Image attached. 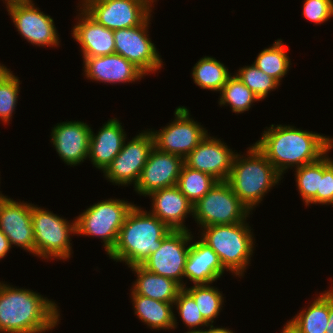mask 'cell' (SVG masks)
Instances as JSON below:
<instances>
[{
	"label": "cell",
	"mask_w": 333,
	"mask_h": 333,
	"mask_svg": "<svg viewBox=\"0 0 333 333\" xmlns=\"http://www.w3.org/2000/svg\"><path fill=\"white\" fill-rule=\"evenodd\" d=\"M183 165L181 156L153 147L138 182L133 186L135 192L146 197L157 190L176 186Z\"/></svg>",
	"instance_id": "9a60e30c"
},
{
	"label": "cell",
	"mask_w": 333,
	"mask_h": 333,
	"mask_svg": "<svg viewBox=\"0 0 333 333\" xmlns=\"http://www.w3.org/2000/svg\"><path fill=\"white\" fill-rule=\"evenodd\" d=\"M31 219L35 240V256L49 259L65 260L72 255V234L76 235V221L72 223L63 217L32 205Z\"/></svg>",
	"instance_id": "52a82bcc"
},
{
	"label": "cell",
	"mask_w": 333,
	"mask_h": 333,
	"mask_svg": "<svg viewBox=\"0 0 333 333\" xmlns=\"http://www.w3.org/2000/svg\"><path fill=\"white\" fill-rule=\"evenodd\" d=\"M323 176V157L319 160L295 169L297 190L302 201L307 205L317 193L320 177Z\"/></svg>",
	"instance_id": "1f68e13d"
},
{
	"label": "cell",
	"mask_w": 333,
	"mask_h": 333,
	"mask_svg": "<svg viewBox=\"0 0 333 333\" xmlns=\"http://www.w3.org/2000/svg\"><path fill=\"white\" fill-rule=\"evenodd\" d=\"M20 80L12 71L0 81V120L9 123L16 110L20 92Z\"/></svg>",
	"instance_id": "e575fe53"
},
{
	"label": "cell",
	"mask_w": 333,
	"mask_h": 333,
	"mask_svg": "<svg viewBox=\"0 0 333 333\" xmlns=\"http://www.w3.org/2000/svg\"><path fill=\"white\" fill-rule=\"evenodd\" d=\"M13 1H15V0H4L3 2L6 4L8 2H13Z\"/></svg>",
	"instance_id": "ee69618b"
},
{
	"label": "cell",
	"mask_w": 333,
	"mask_h": 333,
	"mask_svg": "<svg viewBox=\"0 0 333 333\" xmlns=\"http://www.w3.org/2000/svg\"><path fill=\"white\" fill-rule=\"evenodd\" d=\"M303 4L302 15L315 25L333 17V0H305Z\"/></svg>",
	"instance_id": "8d00e7d4"
},
{
	"label": "cell",
	"mask_w": 333,
	"mask_h": 333,
	"mask_svg": "<svg viewBox=\"0 0 333 333\" xmlns=\"http://www.w3.org/2000/svg\"><path fill=\"white\" fill-rule=\"evenodd\" d=\"M251 211L226 181H218L193 204V218L198 227L231 225L248 220Z\"/></svg>",
	"instance_id": "ba28073f"
},
{
	"label": "cell",
	"mask_w": 333,
	"mask_h": 333,
	"mask_svg": "<svg viewBox=\"0 0 333 333\" xmlns=\"http://www.w3.org/2000/svg\"><path fill=\"white\" fill-rule=\"evenodd\" d=\"M174 305L183 324L189 327V332L202 331L204 327H208L209 324L201 315L193 297L184 288L179 291ZM200 326L203 328H200Z\"/></svg>",
	"instance_id": "836d02e7"
},
{
	"label": "cell",
	"mask_w": 333,
	"mask_h": 333,
	"mask_svg": "<svg viewBox=\"0 0 333 333\" xmlns=\"http://www.w3.org/2000/svg\"><path fill=\"white\" fill-rule=\"evenodd\" d=\"M11 72L4 64H0V81Z\"/></svg>",
	"instance_id": "b9f144b4"
},
{
	"label": "cell",
	"mask_w": 333,
	"mask_h": 333,
	"mask_svg": "<svg viewBox=\"0 0 333 333\" xmlns=\"http://www.w3.org/2000/svg\"><path fill=\"white\" fill-rule=\"evenodd\" d=\"M191 239L190 230H172L141 266L149 272L173 279L182 288L186 287L187 282L184 283L182 278Z\"/></svg>",
	"instance_id": "4fadbf2b"
},
{
	"label": "cell",
	"mask_w": 333,
	"mask_h": 333,
	"mask_svg": "<svg viewBox=\"0 0 333 333\" xmlns=\"http://www.w3.org/2000/svg\"><path fill=\"white\" fill-rule=\"evenodd\" d=\"M154 0H80L81 7L98 24L110 30L141 25L151 14Z\"/></svg>",
	"instance_id": "9c48e42d"
},
{
	"label": "cell",
	"mask_w": 333,
	"mask_h": 333,
	"mask_svg": "<svg viewBox=\"0 0 333 333\" xmlns=\"http://www.w3.org/2000/svg\"><path fill=\"white\" fill-rule=\"evenodd\" d=\"M255 146L283 176L287 169L315 162L333 148V138L295 126L271 124Z\"/></svg>",
	"instance_id": "6da1fadb"
},
{
	"label": "cell",
	"mask_w": 333,
	"mask_h": 333,
	"mask_svg": "<svg viewBox=\"0 0 333 333\" xmlns=\"http://www.w3.org/2000/svg\"><path fill=\"white\" fill-rule=\"evenodd\" d=\"M130 297L134 314L151 329L166 331V329L177 327L178 322L173 311L174 303H166L137 295L132 290Z\"/></svg>",
	"instance_id": "d4e9b609"
},
{
	"label": "cell",
	"mask_w": 333,
	"mask_h": 333,
	"mask_svg": "<svg viewBox=\"0 0 333 333\" xmlns=\"http://www.w3.org/2000/svg\"><path fill=\"white\" fill-rule=\"evenodd\" d=\"M235 155V150L209 134L184 158V164L218 181H227Z\"/></svg>",
	"instance_id": "2e32d148"
},
{
	"label": "cell",
	"mask_w": 333,
	"mask_h": 333,
	"mask_svg": "<svg viewBox=\"0 0 333 333\" xmlns=\"http://www.w3.org/2000/svg\"><path fill=\"white\" fill-rule=\"evenodd\" d=\"M217 182L212 175L191 169L184 164L176 186L192 204H195Z\"/></svg>",
	"instance_id": "4dcf8cb0"
},
{
	"label": "cell",
	"mask_w": 333,
	"mask_h": 333,
	"mask_svg": "<svg viewBox=\"0 0 333 333\" xmlns=\"http://www.w3.org/2000/svg\"><path fill=\"white\" fill-rule=\"evenodd\" d=\"M191 245L184 268V277L194 285L212 284L226 271L216 252L201 239Z\"/></svg>",
	"instance_id": "603a6c76"
},
{
	"label": "cell",
	"mask_w": 333,
	"mask_h": 333,
	"mask_svg": "<svg viewBox=\"0 0 333 333\" xmlns=\"http://www.w3.org/2000/svg\"><path fill=\"white\" fill-rule=\"evenodd\" d=\"M85 77L109 84L133 83L146 76L133 63L119 54L86 57L83 60Z\"/></svg>",
	"instance_id": "d6986e66"
},
{
	"label": "cell",
	"mask_w": 333,
	"mask_h": 333,
	"mask_svg": "<svg viewBox=\"0 0 333 333\" xmlns=\"http://www.w3.org/2000/svg\"><path fill=\"white\" fill-rule=\"evenodd\" d=\"M284 45L281 39L275 40L271 47L264 48L258 53L253 62L257 68L274 78L279 84L291 65V59L287 54L286 45Z\"/></svg>",
	"instance_id": "83f0119b"
},
{
	"label": "cell",
	"mask_w": 333,
	"mask_h": 333,
	"mask_svg": "<svg viewBox=\"0 0 333 333\" xmlns=\"http://www.w3.org/2000/svg\"><path fill=\"white\" fill-rule=\"evenodd\" d=\"M184 289L193 297L204 320L213 324L223 308V293L211 284L193 285L189 288L186 286Z\"/></svg>",
	"instance_id": "f546056e"
},
{
	"label": "cell",
	"mask_w": 333,
	"mask_h": 333,
	"mask_svg": "<svg viewBox=\"0 0 333 333\" xmlns=\"http://www.w3.org/2000/svg\"><path fill=\"white\" fill-rule=\"evenodd\" d=\"M281 331V333H300L298 328L291 322V320L284 324V327Z\"/></svg>",
	"instance_id": "60d3db41"
},
{
	"label": "cell",
	"mask_w": 333,
	"mask_h": 333,
	"mask_svg": "<svg viewBox=\"0 0 333 333\" xmlns=\"http://www.w3.org/2000/svg\"><path fill=\"white\" fill-rule=\"evenodd\" d=\"M247 149L245 156L236 152L226 182L252 213L283 178L255 144Z\"/></svg>",
	"instance_id": "277c9868"
},
{
	"label": "cell",
	"mask_w": 333,
	"mask_h": 333,
	"mask_svg": "<svg viewBox=\"0 0 333 333\" xmlns=\"http://www.w3.org/2000/svg\"><path fill=\"white\" fill-rule=\"evenodd\" d=\"M137 275L131 290L137 294L157 301L174 303L182 287L173 279L149 272L141 265L129 267Z\"/></svg>",
	"instance_id": "cb8c5ba5"
},
{
	"label": "cell",
	"mask_w": 333,
	"mask_h": 333,
	"mask_svg": "<svg viewBox=\"0 0 333 333\" xmlns=\"http://www.w3.org/2000/svg\"><path fill=\"white\" fill-rule=\"evenodd\" d=\"M152 210L149 212L165 223L171 230H190L185 218L193 216V204L177 186L157 190L150 195Z\"/></svg>",
	"instance_id": "44dd1931"
},
{
	"label": "cell",
	"mask_w": 333,
	"mask_h": 333,
	"mask_svg": "<svg viewBox=\"0 0 333 333\" xmlns=\"http://www.w3.org/2000/svg\"><path fill=\"white\" fill-rule=\"evenodd\" d=\"M209 329L202 330L203 333H234L230 328L214 327L213 324L208 325Z\"/></svg>",
	"instance_id": "ab89813d"
},
{
	"label": "cell",
	"mask_w": 333,
	"mask_h": 333,
	"mask_svg": "<svg viewBox=\"0 0 333 333\" xmlns=\"http://www.w3.org/2000/svg\"><path fill=\"white\" fill-rule=\"evenodd\" d=\"M330 292L323 291L308 307L300 310L291 322L300 333H325L329 323Z\"/></svg>",
	"instance_id": "484cf974"
},
{
	"label": "cell",
	"mask_w": 333,
	"mask_h": 333,
	"mask_svg": "<svg viewBox=\"0 0 333 333\" xmlns=\"http://www.w3.org/2000/svg\"><path fill=\"white\" fill-rule=\"evenodd\" d=\"M134 205L116 198L94 203L75 217L76 234L99 237L108 255L115 247L120 229Z\"/></svg>",
	"instance_id": "8992f818"
},
{
	"label": "cell",
	"mask_w": 333,
	"mask_h": 333,
	"mask_svg": "<svg viewBox=\"0 0 333 333\" xmlns=\"http://www.w3.org/2000/svg\"><path fill=\"white\" fill-rule=\"evenodd\" d=\"M185 333H203L202 331H195V332H185Z\"/></svg>",
	"instance_id": "f6af8a7d"
},
{
	"label": "cell",
	"mask_w": 333,
	"mask_h": 333,
	"mask_svg": "<svg viewBox=\"0 0 333 333\" xmlns=\"http://www.w3.org/2000/svg\"><path fill=\"white\" fill-rule=\"evenodd\" d=\"M325 333H333V294L330 293L329 323L326 326Z\"/></svg>",
	"instance_id": "f35d334b"
},
{
	"label": "cell",
	"mask_w": 333,
	"mask_h": 333,
	"mask_svg": "<svg viewBox=\"0 0 333 333\" xmlns=\"http://www.w3.org/2000/svg\"><path fill=\"white\" fill-rule=\"evenodd\" d=\"M32 205L5 196L0 201V230L9 239L11 247L18 246L35 256Z\"/></svg>",
	"instance_id": "e0dca14e"
},
{
	"label": "cell",
	"mask_w": 333,
	"mask_h": 333,
	"mask_svg": "<svg viewBox=\"0 0 333 333\" xmlns=\"http://www.w3.org/2000/svg\"><path fill=\"white\" fill-rule=\"evenodd\" d=\"M121 124L117 118H111L97 133L91 129L88 159L101 171L120 153L128 138Z\"/></svg>",
	"instance_id": "7402d4cb"
},
{
	"label": "cell",
	"mask_w": 333,
	"mask_h": 333,
	"mask_svg": "<svg viewBox=\"0 0 333 333\" xmlns=\"http://www.w3.org/2000/svg\"><path fill=\"white\" fill-rule=\"evenodd\" d=\"M191 74L196 86L214 92H220L231 76L228 68L211 56H204L199 59Z\"/></svg>",
	"instance_id": "4316f807"
},
{
	"label": "cell",
	"mask_w": 333,
	"mask_h": 333,
	"mask_svg": "<svg viewBox=\"0 0 333 333\" xmlns=\"http://www.w3.org/2000/svg\"><path fill=\"white\" fill-rule=\"evenodd\" d=\"M257 101L259 98L236 75H231L220 91L218 103L220 106L229 104L232 112L241 114Z\"/></svg>",
	"instance_id": "f1b7e54d"
},
{
	"label": "cell",
	"mask_w": 333,
	"mask_h": 333,
	"mask_svg": "<svg viewBox=\"0 0 333 333\" xmlns=\"http://www.w3.org/2000/svg\"><path fill=\"white\" fill-rule=\"evenodd\" d=\"M91 128L83 121L72 120L57 123L51 129L50 142L68 166L80 165L88 159Z\"/></svg>",
	"instance_id": "ac0fdd59"
},
{
	"label": "cell",
	"mask_w": 333,
	"mask_h": 333,
	"mask_svg": "<svg viewBox=\"0 0 333 333\" xmlns=\"http://www.w3.org/2000/svg\"><path fill=\"white\" fill-rule=\"evenodd\" d=\"M328 291L333 294V285L332 288H330Z\"/></svg>",
	"instance_id": "bcb514c9"
},
{
	"label": "cell",
	"mask_w": 333,
	"mask_h": 333,
	"mask_svg": "<svg viewBox=\"0 0 333 333\" xmlns=\"http://www.w3.org/2000/svg\"><path fill=\"white\" fill-rule=\"evenodd\" d=\"M125 140L120 153L103 171V176L113 185L134 186L139 180L150 151L154 147L151 130L137 134L132 140Z\"/></svg>",
	"instance_id": "7c38bea8"
},
{
	"label": "cell",
	"mask_w": 333,
	"mask_h": 333,
	"mask_svg": "<svg viewBox=\"0 0 333 333\" xmlns=\"http://www.w3.org/2000/svg\"><path fill=\"white\" fill-rule=\"evenodd\" d=\"M172 230L147 210L134 205L122 225L117 243L108 254L128 267L141 265Z\"/></svg>",
	"instance_id": "3957f363"
},
{
	"label": "cell",
	"mask_w": 333,
	"mask_h": 333,
	"mask_svg": "<svg viewBox=\"0 0 333 333\" xmlns=\"http://www.w3.org/2000/svg\"><path fill=\"white\" fill-rule=\"evenodd\" d=\"M201 240L211 247L228 272L243 277L255 246L254 235L245 220L231 225H211L201 228Z\"/></svg>",
	"instance_id": "5b68a950"
},
{
	"label": "cell",
	"mask_w": 333,
	"mask_h": 333,
	"mask_svg": "<svg viewBox=\"0 0 333 333\" xmlns=\"http://www.w3.org/2000/svg\"><path fill=\"white\" fill-rule=\"evenodd\" d=\"M235 75L259 98L268 96L280 85L274 78L257 68L253 63L237 70Z\"/></svg>",
	"instance_id": "d6a6232c"
},
{
	"label": "cell",
	"mask_w": 333,
	"mask_h": 333,
	"mask_svg": "<svg viewBox=\"0 0 333 333\" xmlns=\"http://www.w3.org/2000/svg\"><path fill=\"white\" fill-rule=\"evenodd\" d=\"M9 239L6 235L0 230V259L4 258L11 249Z\"/></svg>",
	"instance_id": "74e56055"
},
{
	"label": "cell",
	"mask_w": 333,
	"mask_h": 333,
	"mask_svg": "<svg viewBox=\"0 0 333 333\" xmlns=\"http://www.w3.org/2000/svg\"><path fill=\"white\" fill-rule=\"evenodd\" d=\"M5 5L18 33L33 46L60 45L53 18L35 7L33 0H15Z\"/></svg>",
	"instance_id": "8fae6325"
},
{
	"label": "cell",
	"mask_w": 333,
	"mask_h": 333,
	"mask_svg": "<svg viewBox=\"0 0 333 333\" xmlns=\"http://www.w3.org/2000/svg\"><path fill=\"white\" fill-rule=\"evenodd\" d=\"M174 115L175 119L169 125L157 131L149 130L153 134L154 147L159 151L185 158L208 135V131L190 118L185 106L176 107Z\"/></svg>",
	"instance_id": "30bf717a"
},
{
	"label": "cell",
	"mask_w": 333,
	"mask_h": 333,
	"mask_svg": "<svg viewBox=\"0 0 333 333\" xmlns=\"http://www.w3.org/2000/svg\"><path fill=\"white\" fill-rule=\"evenodd\" d=\"M72 37L81 46L82 58L100 57L115 53L114 31L98 24L81 7Z\"/></svg>",
	"instance_id": "ffe728a7"
},
{
	"label": "cell",
	"mask_w": 333,
	"mask_h": 333,
	"mask_svg": "<svg viewBox=\"0 0 333 333\" xmlns=\"http://www.w3.org/2000/svg\"><path fill=\"white\" fill-rule=\"evenodd\" d=\"M6 195L2 194L0 191V201L5 197Z\"/></svg>",
	"instance_id": "7bdbcfd3"
},
{
	"label": "cell",
	"mask_w": 333,
	"mask_h": 333,
	"mask_svg": "<svg viewBox=\"0 0 333 333\" xmlns=\"http://www.w3.org/2000/svg\"><path fill=\"white\" fill-rule=\"evenodd\" d=\"M57 304L30 289L0 282V333H45L58 324Z\"/></svg>",
	"instance_id": "7a4b0ae2"
},
{
	"label": "cell",
	"mask_w": 333,
	"mask_h": 333,
	"mask_svg": "<svg viewBox=\"0 0 333 333\" xmlns=\"http://www.w3.org/2000/svg\"><path fill=\"white\" fill-rule=\"evenodd\" d=\"M328 153L329 151L323 156V176L320 177L319 189L306 207L310 204L333 206V159L328 156Z\"/></svg>",
	"instance_id": "d590c367"
},
{
	"label": "cell",
	"mask_w": 333,
	"mask_h": 333,
	"mask_svg": "<svg viewBox=\"0 0 333 333\" xmlns=\"http://www.w3.org/2000/svg\"><path fill=\"white\" fill-rule=\"evenodd\" d=\"M151 15L138 26L114 30L115 53L133 63L145 75L157 72L163 61L149 38Z\"/></svg>",
	"instance_id": "5bb4252c"
}]
</instances>
